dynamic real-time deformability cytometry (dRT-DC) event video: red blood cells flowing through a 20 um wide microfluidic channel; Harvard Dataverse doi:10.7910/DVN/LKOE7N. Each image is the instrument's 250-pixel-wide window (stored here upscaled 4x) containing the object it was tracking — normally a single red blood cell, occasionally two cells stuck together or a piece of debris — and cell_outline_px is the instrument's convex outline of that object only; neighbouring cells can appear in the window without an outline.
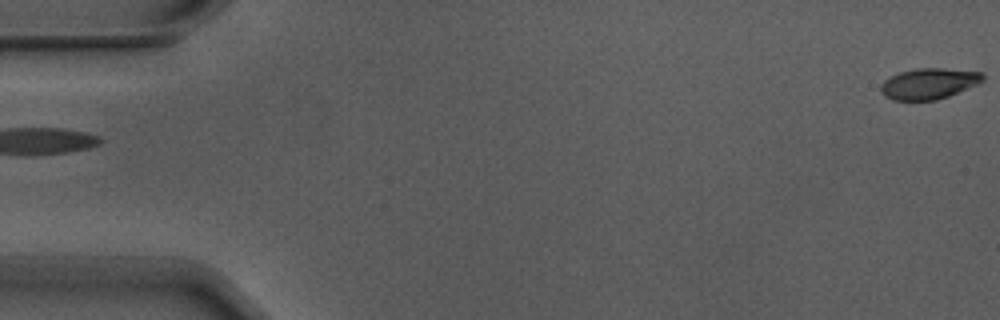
{"species": "Egyptian fruit bat (a non-hibernating species)", "species_latin": "Rousettus aegyptiacus", "temperature_condition": "warm", "stored_images_in_passage": 5, "segment_of_instrument_passage": [2, 2], "camera_frame_rate_fps": 3000, "um_per_image_px": 0.085, "animal": {"sex": "male"}, "frame": {"image": 1, "passage_image": 5, "time_ms": 1.333, "image_size_px": [1000, 320], "cell_outline_px": [[984, 80], [976, 84], [948, 96], [936, 100], [892, 100], [880, 88], [880, 84], [884, 80], [900, 72], [916, 68], [940, 68], [980, 72], [984, 76]], "centroid_in_image_um": [78.95, 7.1], "position_along_channel_um": 6.1, "area_um2": 17.98}}